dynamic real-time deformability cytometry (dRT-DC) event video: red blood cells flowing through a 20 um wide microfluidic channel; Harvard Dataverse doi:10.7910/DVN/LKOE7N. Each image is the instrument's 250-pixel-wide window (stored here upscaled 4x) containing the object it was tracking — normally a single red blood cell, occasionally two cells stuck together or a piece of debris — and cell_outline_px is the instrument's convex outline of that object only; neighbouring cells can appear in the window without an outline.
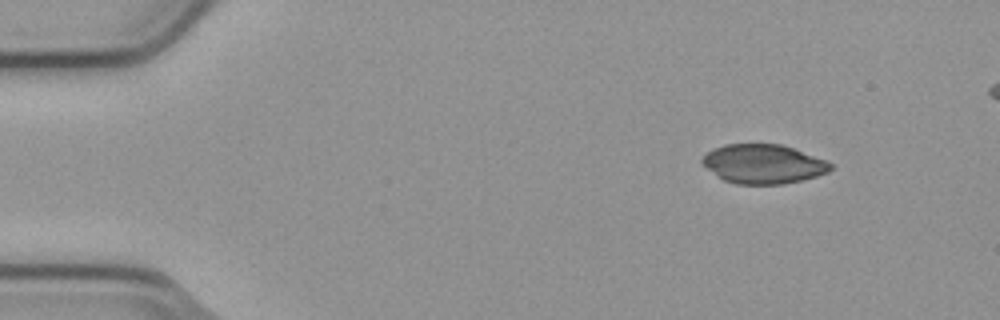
{"species": "common noctule bat (a hibernating species)", "species_latin": "Nyctalus noctula", "temperature_condition": "cold", "stored_images_in_passage": 5, "segment_of_instrument_passage": [1, 2], "camera_frame_rate_fps": 3000, "um_per_image_px": 0.085, "animal": {"sex": "male", "body_mass_g": 23.1, "forearm_length_mm": 52.7}, "frame": {"image": 1, "passage_image": 2, "time_ms": 0.333, "image_size_px": [1000, 320], "cell_outline_px": [[832, 168], [828, 172], [816, 176], [784, 184], [736, 184], [724, 180], [708, 168], [700, 160], [712, 148], [724, 144], [780, 144], [828, 160], [832, 164]], "centroid_in_image_um": [64.9, 13.93], "position_along_channel_um": 20.1, "area_um2": 29.13}}